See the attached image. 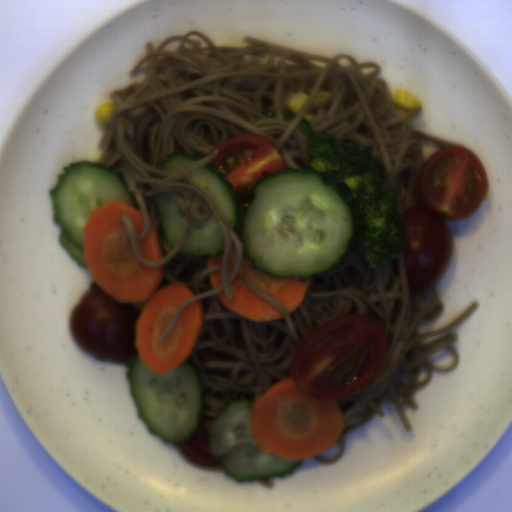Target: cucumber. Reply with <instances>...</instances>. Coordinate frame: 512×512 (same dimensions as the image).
<instances>
[{"mask_svg": "<svg viewBox=\"0 0 512 512\" xmlns=\"http://www.w3.org/2000/svg\"><path fill=\"white\" fill-rule=\"evenodd\" d=\"M186 177L207 192L237 235L241 228L243 257L254 270L305 282L361 251L367 214L337 172L288 167L266 176L244 216L233 184L210 163Z\"/></svg>", "mask_w": 512, "mask_h": 512, "instance_id": "cucumber-1", "label": "cucumber"}, {"mask_svg": "<svg viewBox=\"0 0 512 512\" xmlns=\"http://www.w3.org/2000/svg\"><path fill=\"white\" fill-rule=\"evenodd\" d=\"M113 361L127 368L129 392L148 433L173 445H185L197 434L205 411L204 387L186 359L166 374L148 369L138 352Z\"/></svg>", "mask_w": 512, "mask_h": 512, "instance_id": "cucumber-2", "label": "cucumber"}, {"mask_svg": "<svg viewBox=\"0 0 512 512\" xmlns=\"http://www.w3.org/2000/svg\"><path fill=\"white\" fill-rule=\"evenodd\" d=\"M54 222L60 225L59 243L80 266L87 267L84 229L92 213L112 201L138 209L137 200L120 172L94 161H77L62 168L50 189Z\"/></svg>", "mask_w": 512, "mask_h": 512, "instance_id": "cucumber-3", "label": "cucumber"}, {"mask_svg": "<svg viewBox=\"0 0 512 512\" xmlns=\"http://www.w3.org/2000/svg\"><path fill=\"white\" fill-rule=\"evenodd\" d=\"M256 401L248 395L230 397L221 413L208 425V449L226 475L237 483L292 475L303 459H285L260 449L250 429Z\"/></svg>", "mask_w": 512, "mask_h": 512, "instance_id": "cucumber-4", "label": "cucumber"}, {"mask_svg": "<svg viewBox=\"0 0 512 512\" xmlns=\"http://www.w3.org/2000/svg\"><path fill=\"white\" fill-rule=\"evenodd\" d=\"M224 249V234L218 218L212 212L206 219L191 216V229L178 256L214 257L224 253Z\"/></svg>", "mask_w": 512, "mask_h": 512, "instance_id": "cucumber-5", "label": "cucumber"}, {"mask_svg": "<svg viewBox=\"0 0 512 512\" xmlns=\"http://www.w3.org/2000/svg\"><path fill=\"white\" fill-rule=\"evenodd\" d=\"M152 201L160 218L166 244L169 249H173L187 230L185 210L161 193L152 197Z\"/></svg>", "mask_w": 512, "mask_h": 512, "instance_id": "cucumber-6", "label": "cucumber"}, {"mask_svg": "<svg viewBox=\"0 0 512 512\" xmlns=\"http://www.w3.org/2000/svg\"><path fill=\"white\" fill-rule=\"evenodd\" d=\"M201 160L198 155H187L183 151H176L167 154L166 160H163L158 169L168 173H177L180 170L192 165L193 163Z\"/></svg>", "mask_w": 512, "mask_h": 512, "instance_id": "cucumber-7", "label": "cucumber"}, {"mask_svg": "<svg viewBox=\"0 0 512 512\" xmlns=\"http://www.w3.org/2000/svg\"><path fill=\"white\" fill-rule=\"evenodd\" d=\"M296 128L305 137L310 135V133L312 131L311 122L304 118L300 120V122Z\"/></svg>", "mask_w": 512, "mask_h": 512, "instance_id": "cucumber-8", "label": "cucumber"}, {"mask_svg": "<svg viewBox=\"0 0 512 512\" xmlns=\"http://www.w3.org/2000/svg\"><path fill=\"white\" fill-rule=\"evenodd\" d=\"M257 113L263 116L264 118H275L276 117V111H271L266 108H258Z\"/></svg>", "mask_w": 512, "mask_h": 512, "instance_id": "cucumber-9", "label": "cucumber"}, {"mask_svg": "<svg viewBox=\"0 0 512 512\" xmlns=\"http://www.w3.org/2000/svg\"><path fill=\"white\" fill-rule=\"evenodd\" d=\"M283 114V118H284V121L286 123H292L296 117L297 114H295L294 112H288V111H284L282 112Z\"/></svg>", "mask_w": 512, "mask_h": 512, "instance_id": "cucumber-10", "label": "cucumber"}, {"mask_svg": "<svg viewBox=\"0 0 512 512\" xmlns=\"http://www.w3.org/2000/svg\"><path fill=\"white\" fill-rule=\"evenodd\" d=\"M93 290H103L97 283L96 280L90 284V291Z\"/></svg>", "mask_w": 512, "mask_h": 512, "instance_id": "cucumber-11", "label": "cucumber"}]
</instances>
